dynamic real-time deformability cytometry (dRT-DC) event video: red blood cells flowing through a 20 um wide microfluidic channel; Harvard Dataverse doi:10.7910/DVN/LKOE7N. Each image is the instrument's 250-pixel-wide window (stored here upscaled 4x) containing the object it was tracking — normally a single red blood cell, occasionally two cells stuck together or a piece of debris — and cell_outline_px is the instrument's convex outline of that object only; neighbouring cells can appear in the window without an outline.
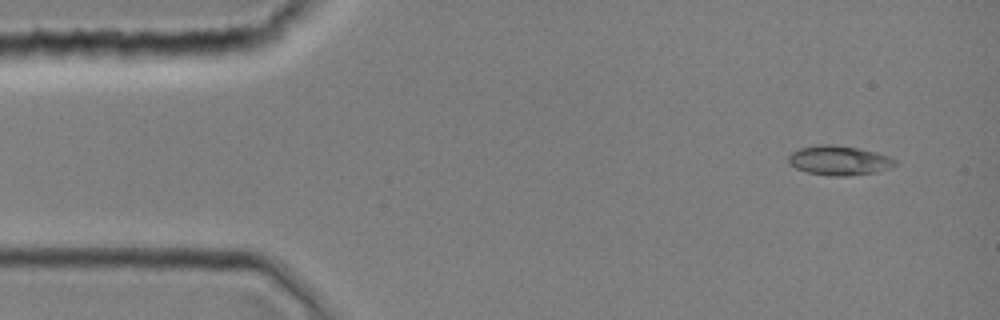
{"species": "common noctule bat (a hibernating species)", "species_latin": "Nyctalus noctula", "temperature_condition": "room temperature", "stored_images_in_passage": 1, "camera_frame_rate_fps": 3000, "um_per_image_px": 0.085, "animal": {"sex": "female", "body_mass_g": 19.0, "forearm_length_mm": 51.5}, "frame": {"image": 1, "passage_image": 1, "time_ms": 0.0, "image_size_px": [1000, 320], "cell_outline_px": [[900, 164], [876, 172], [848, 176], [828, 176], [808, 172], [796, 168], [788, 164], [788, 156], [792, 152], [800, 148], [816, 144], [832, 144], [860, 148], [876, 152], [888, 156], [896, 160]], "centroid_in_image_um": [71.32, 13.63], "position_along_channel_um": 13.7, "area_um2": 18.55}}